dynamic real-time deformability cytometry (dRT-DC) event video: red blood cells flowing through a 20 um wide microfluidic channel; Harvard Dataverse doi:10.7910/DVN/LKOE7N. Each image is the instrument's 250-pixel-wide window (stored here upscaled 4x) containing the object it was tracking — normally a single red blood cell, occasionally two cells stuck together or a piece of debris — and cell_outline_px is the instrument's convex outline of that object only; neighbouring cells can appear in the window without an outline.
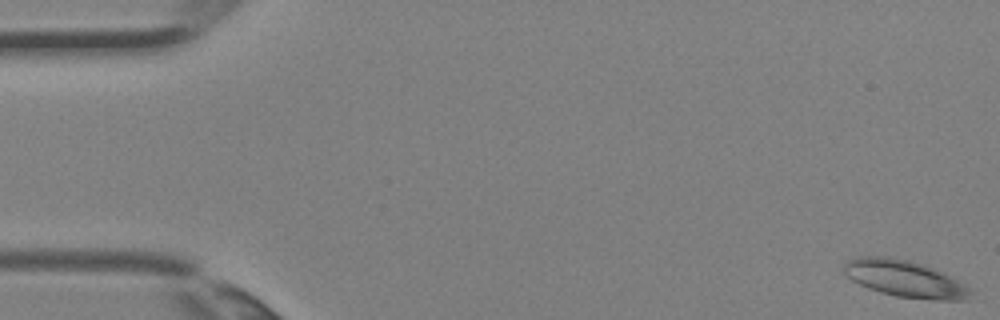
{"species": "Egyptian fruit bat (a non-hibernating species)", "species_latin": "Rousettus aegyptiacus", "temperature_condition": "room temperature", "stored_images_in_passage": 4, "camera_frame_rate_fps": 3000, "um_per_image_px": 0.085, "animal": {"sex": "female"}, "frame": {"image": 1, "passage_image": 1, "time_ms": 0.0, "image_size_px": [1000, 320], "cell_outline_px": [[972, 288], [968, 300], [932, 300], [896, 296], [880, 292], [868, 288], [852, 280], [844, 272], [844, 264], [848, 260], [860, 256], [888, 256], [908, 260], [924, 264]], "centroid_in_image_um": [76.9, 23.69], "position_along_channel_um": 8.1, "area_um2": 26.93}}